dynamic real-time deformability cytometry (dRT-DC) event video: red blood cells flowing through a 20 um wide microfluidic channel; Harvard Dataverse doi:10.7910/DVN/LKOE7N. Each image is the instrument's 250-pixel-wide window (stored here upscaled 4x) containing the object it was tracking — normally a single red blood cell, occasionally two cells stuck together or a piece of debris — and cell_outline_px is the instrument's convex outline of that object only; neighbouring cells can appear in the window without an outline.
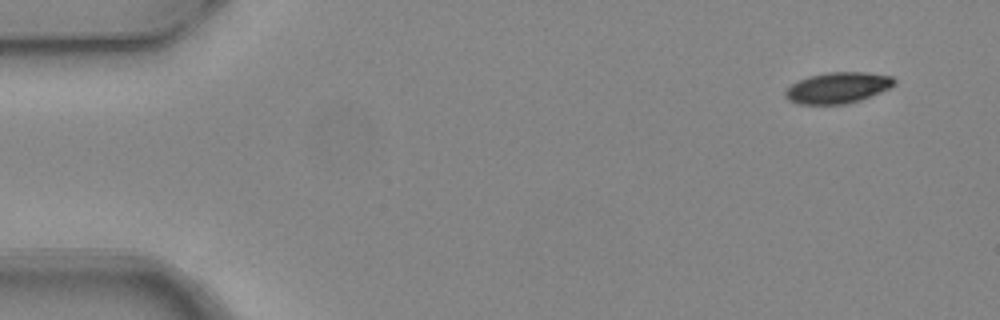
{"species": "common noctule bat (a hibernating species)", "species_latin": "Nyctalus noctula", "temperature_condition": "warm", "stored_images_in_passage": 7, "camera_frame_rate_fps": 3000, "um_per_image_px": 0.085, "animal": {"sex": "female", "body_mass_g": 24.6, "forearm_length_mm": 56.2}, "frame": {"image": 1, "passage_image": 1, "time_ms": 0.0, "image_size_px": [1000, 320], "cell_outline_px": [[896, 84], [880, 92], [860, 100], [848, 104], [796, 104], [788, 100], [784, 96], [784, 92], [792, 84], [808, 76], [828, 72], [864, 72], [892, 76], [896, 80]], "centroid_in_image_um": [71.2, 7.46], "position_along_channel_um": 13.8, "area_um2": 19.71}}
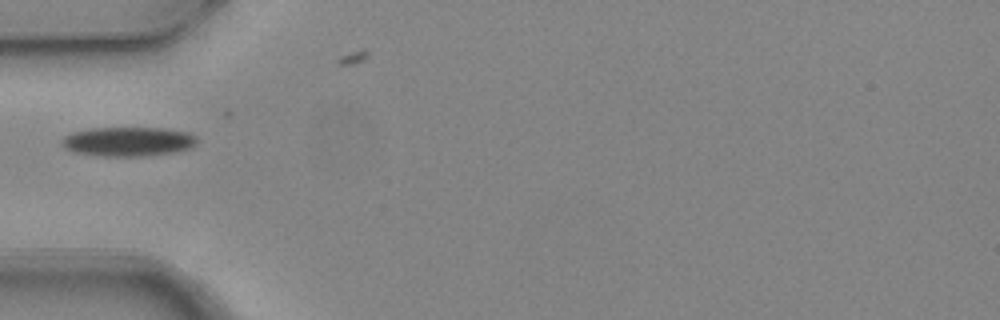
{"frame": {"image": 2, "passage_image": 5, "time_ms": 1.333, "image_size_px": [1000, 320], "cell_outline_px": [[200, 140], [192, 148], [176, 152], [144, 156], [104, 156], [72, 152], [64, 148], [60, 144], [60, 140], [64, 136], [72, 132], [92, 128], [164, 128], [188, 132], [196, 136]], "centroid_in_image_um": [10.91, 12.03], "position_along_channel_um": 74.1, "area_um2": 23.47}}
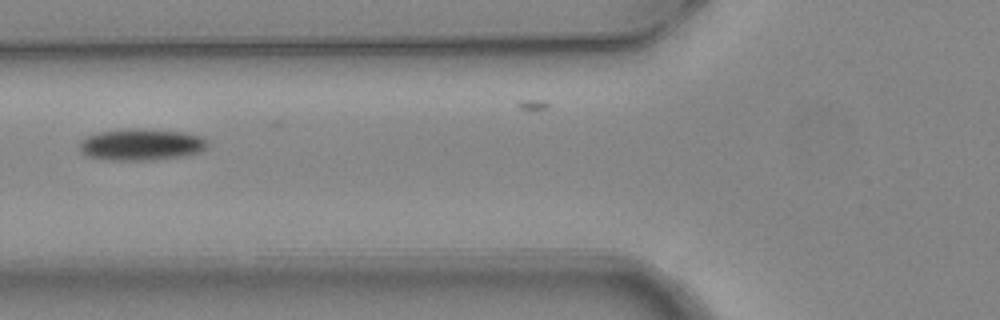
{"frame": {"image": 3, "passage_image": 6, "time_ms": 1.667, "image_size_px": [1000, 320], "cell_outline_px": [[208, 148], [200, 152], [188, 156], [152, 160], [104, 160], [84, 156], [80, 152], [80, 140], [84, 136], [96, 132], [132, 128], [140, 128], [184, 132], [200, 136], [208, 140]], "centroid_in_image_um": [11.99, 12.29], "position_along_channel_um": 113.8, "area_um2": 24.28}}